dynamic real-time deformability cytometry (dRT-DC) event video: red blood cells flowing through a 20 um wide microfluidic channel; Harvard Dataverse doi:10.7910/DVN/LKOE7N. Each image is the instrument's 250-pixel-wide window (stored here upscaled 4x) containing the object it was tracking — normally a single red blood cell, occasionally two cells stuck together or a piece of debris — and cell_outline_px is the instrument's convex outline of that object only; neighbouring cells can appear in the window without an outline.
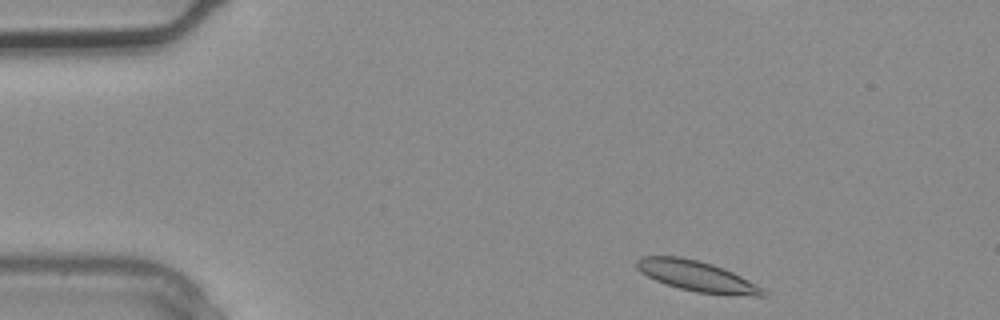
{"species": "common noctule bat (a hibernating species)", "species_latin": "Nyctalus noctula", "temperature_condition": "warm", "stored_images_in_passage": 3, "camera_frame_rate_fps": 3000, "um_per_image_px": 0.085, "animal": {"sex": "male", "body_mass_g": 20.4}, "frame": {"image": 1, "passage_image": 1, "time_ms": 0.0, "image_size_px": [1000, 320], "cell_outline_px": [[768, 292], [764, 296], [728, 296], [696, 292], [664, 284], [640, 272], [636, 268], [636, 260], [640, 256], [680, 256], [712, 264], [724, 268], [740, 276]], "centroid_in_image_um": [59.22, 23.48], "position_along_channel_um": 25.8, "area_um2": 22.54}}
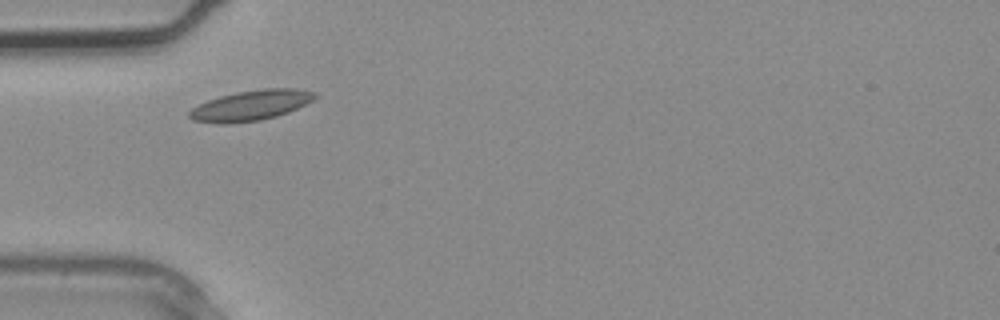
{"frame": {"image": 2, "passage_image": 3, "time_ms": 0.667, "image_size_px": [1000, 320], "cell_outline_px": [[316, 96], [312, 100], [288, 112], [276, 116], [260, 120], [224, 124], [220, 124], [192, 120], [188, 116], [188, 112], [192, 108], [208, 100], [220, 96], [236, 92], [264, 88], [296, 88], [316, 92]], "centroid_in_image_um": [21.3, 8.95], "position_along_channel_um": 63.7, "area_um2": 22.02}}